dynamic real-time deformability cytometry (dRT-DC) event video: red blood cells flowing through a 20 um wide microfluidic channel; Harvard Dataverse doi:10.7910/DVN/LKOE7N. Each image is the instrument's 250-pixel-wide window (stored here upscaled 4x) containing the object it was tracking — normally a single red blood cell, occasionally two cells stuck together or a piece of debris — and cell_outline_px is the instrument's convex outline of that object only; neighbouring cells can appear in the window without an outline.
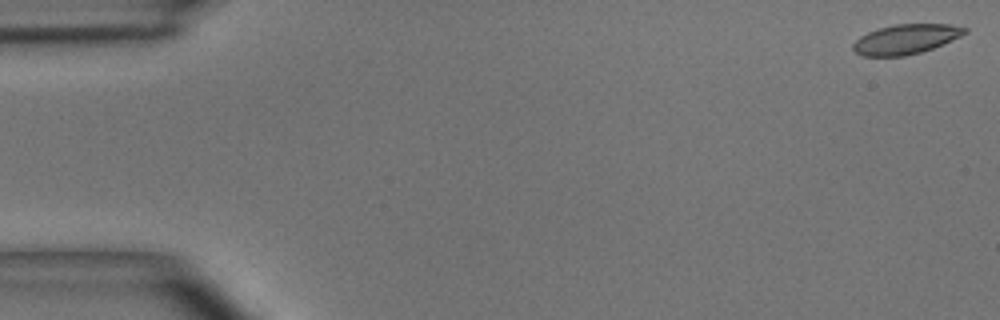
{"species": "common noctule bat (a hibernating species)", "species_latin": "Nyctalus noctula", "temperature_condition": "room temperature", "stored_images_in_passage": 49, "camera_frame_rate_fps": 3000, "um_per_image_px": 0.085, "animal": {"sex": "male", "body_mass_g": 15.6}, "frame": {"image": 1, "passage_image": 1, "time_ms": 0.0, "image_size_px": [1000, 320], "cell_outline_px": [[968, 32], [960, 36], [932, 48], [920, 52], [904, 56], [864, 56], [856, 52], [852, 48], [852, 44], [860, 36], [868, 32], [880, 28], [896, 24], [948, 24], [968, 28]], "centroid_in_image_um": [76.98, 3.33], "position_along_channel_um": 8.0, "area_um2": 19.13}}
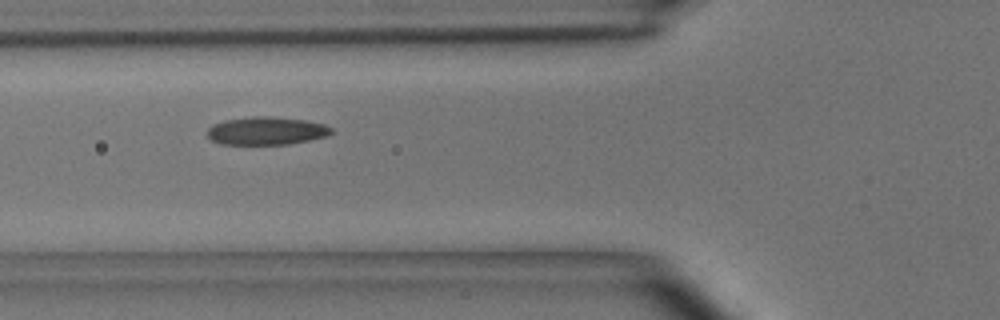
{"frame": {"image": 2, "passage_image": 18, "time_ms": 5.667, "image_size_px": [1000, 320], "cell_outline_px": [[332, 132], [324, 136], [308, 140], [288, 144], [220, 144], [212, 140], [208, 136], [208, 128], [212, 124], [224, 120], [252, 116], [272, 116], [304, 120], [324, 124], [332, 128]], "centroid_in_image_um": [22.6, 11.11], "position_along_channel_um": 103.2, "area_um2": 20.11}}
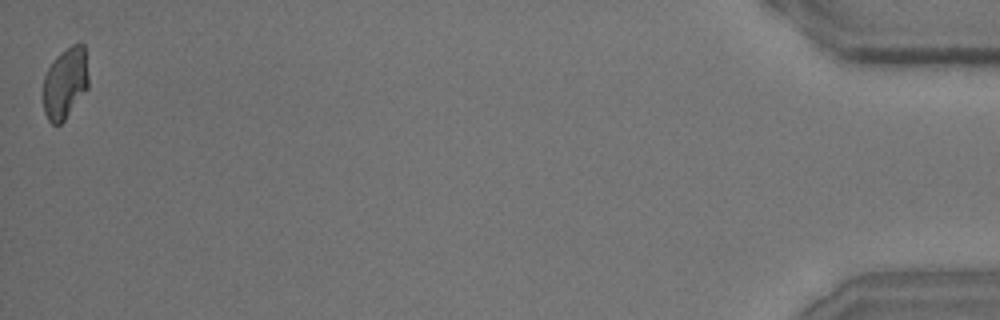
{"frame": {"image": 3, "passage_image": 49, "time_ms": 16.0, "image_size_px": [1000, 320], "cell_outline_px": [[88, 88], [64, 120], [60, 124], [52, 124], [48, 120], [44, 112], [44, 76], [48, 68], [56, 56], [60, 52], [72, 44], [80, 40], [84, 44], [88, 76]], "centroid_in_image_um": [5.55, 7.02], "position_along_channel_um": 429.6, "area_um2": 18.84}, "authors_computed_cell_mechanics": {"area_um2": 19.8254, "velocity_mm_per_s": 4.0475, "shape_relaxation_time_tau1_ms": 6.0053, "shape_relaxation_time_tau2_ms": 1.9632, "deformation_change_tau1": 0.1479, "deformation_change_tau2": 0.0694}}